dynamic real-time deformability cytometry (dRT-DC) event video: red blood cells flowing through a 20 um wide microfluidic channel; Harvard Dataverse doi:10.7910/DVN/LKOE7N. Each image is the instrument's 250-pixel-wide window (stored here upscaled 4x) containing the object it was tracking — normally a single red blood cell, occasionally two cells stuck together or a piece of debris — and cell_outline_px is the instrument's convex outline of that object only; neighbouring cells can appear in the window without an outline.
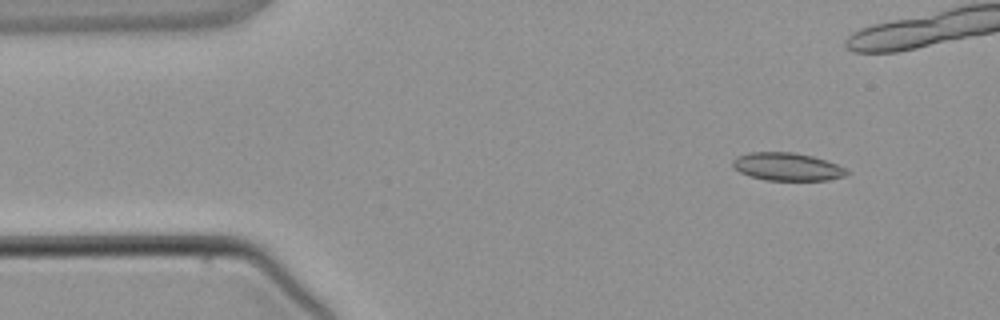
{"species": "common noctule bat (a hibernating species)", "species_latin": "Nyctalus noctula", "temperature_condition": "warm", "stored_images_in_passage": 4, "camera_frame_rate_fps": 3000, "um_per_image_px": 0.085, "animal": {"sex": "male", "body_mass_g": 21.5, "forearm_length_mm": 52.0}, "frame": {"image": 1, "passage_image": 1, "time_ms": 0.0, "image_size_px": [1000, 320], "cell_outline_px": [[852, 172], [844, 176], [828, 180], [764, 180], [740, 172], [732, 164], [732, 160], [736, 156], [748, 152], [792, 152], [812, 156], [836, 164]], "centroid_in_image_um": [66.91, 14.17], "position_along_channel_um": 18.1, "area_um2": 18.44}}